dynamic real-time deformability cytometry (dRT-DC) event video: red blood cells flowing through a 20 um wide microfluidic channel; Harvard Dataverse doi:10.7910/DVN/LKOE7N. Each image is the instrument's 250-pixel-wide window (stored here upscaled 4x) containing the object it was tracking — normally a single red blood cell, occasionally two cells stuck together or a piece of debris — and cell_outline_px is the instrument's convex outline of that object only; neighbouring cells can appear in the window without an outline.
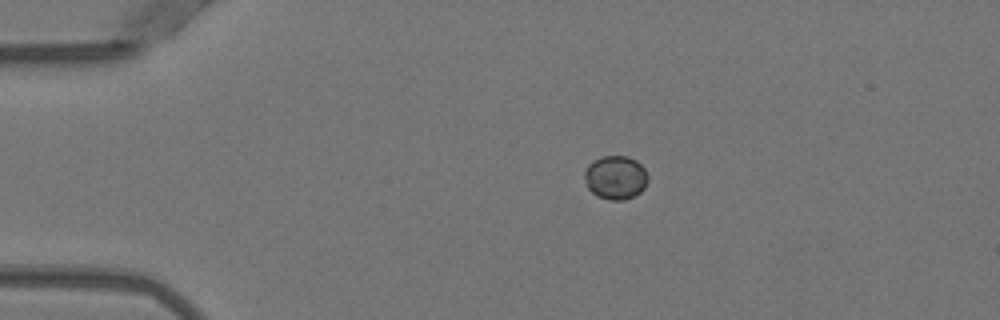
{"species": "Egyptian fruit bat (a non-hibernating species)", "species_latin": "Rousettus aegyptiacus", "temperature_condition": "warm", "stored_images_in_passage": 31, "camera_frame_rate_fps": 3000, "um_per_image_px": 0.085, "animal": {"sex": "female"}, "frame": {"image": 1, "passage_image": 1, "time_ms": 0.0, "image_size_px": [1000, 320], "cell_outline_px": [[648, 180], [644, 188], [640, 192], [624, 200], [608, 200], [596, 196], [588, 188], [584, 180], [584, 172], [588, 164], [604, 156], [628, 156], [636, 160], [644, 168], [648, 176]], "centroid_in_image_um": [52.32, 15.09], "position_along_channel_um": 32.7, "area_um2": 16.18}}
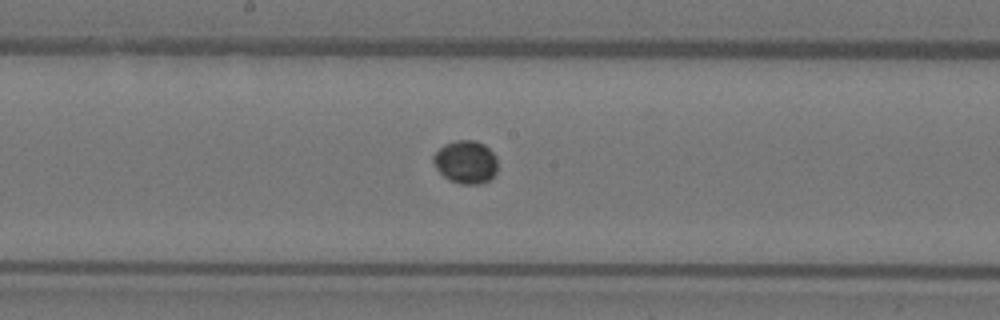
{"frame": {"image": 2, "passage_image": 18, "time_ms": 5.667, "image_size_px": [1000, 320], "cell_outline_px": [[496, 172], [488, 180], [480, 184], [460, 184], [448, 180], [436, 168], [432, 160], [432, 156], [444, 144], [456, 140], [476, 140], [484, 144], [496, 156]], "centroid_in_image_um": [39.57, 13.77], "position_along_channel_um": 208.6, "area_um2": 16.13}}
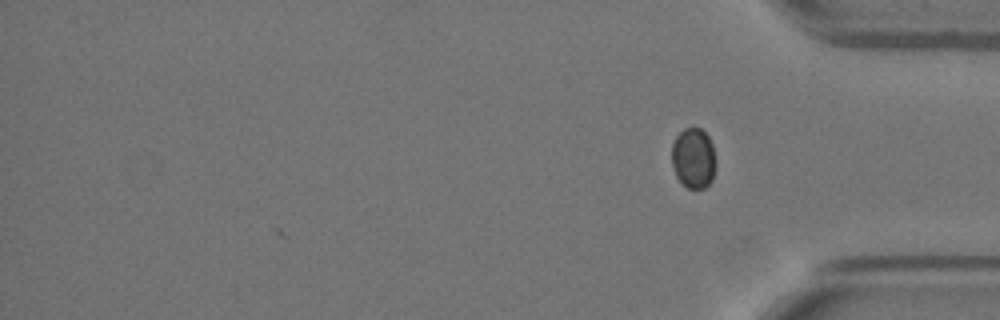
{"frame": {"image": 3, "passage_image": 31, "time_ms": 10.0, "image_size_px": [1000, 320], "cell_outline_px": [[716, 164], [712, 180], [704, 188], [688, 188], [676, 176], [672, 164], [672, 144], [676, 136], [684, 128], [700, 128], [708, 136], [712, 144], [716, 160]], "centroid_in_image_um": [58.95, 13.43], "position_along_channel_um": 376.2, "area_um2": 15.49}}